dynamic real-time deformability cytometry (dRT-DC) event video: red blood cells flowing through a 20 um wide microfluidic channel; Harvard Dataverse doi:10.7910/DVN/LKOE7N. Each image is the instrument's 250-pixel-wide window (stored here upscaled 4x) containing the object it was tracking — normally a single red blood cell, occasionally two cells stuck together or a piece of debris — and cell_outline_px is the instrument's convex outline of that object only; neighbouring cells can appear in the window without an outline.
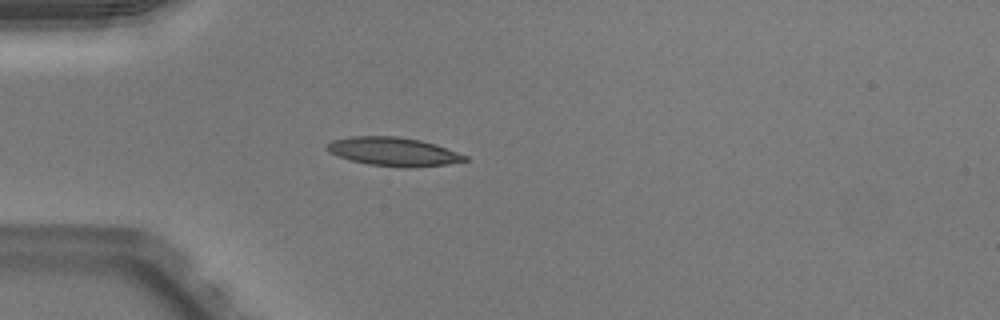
{"species": "Egyptian fruit bat (a non-hibernating species)", "species_latin": "Rousettus aegyptiacus", "temperature_condition": "warm", "stored_images_in_passage": 37, "camera_frame_rate_fps": 3000, "um_per_image_px": 0.085, "animal": {"sex": "male"}, "frame": {"image": 1, "passage_image": 1, "time_ms": 0.0, "image_size_px": [1000, 320], "cell_outline_px": [[468, 160], [448, 164], [412, 168], [400, 168], [368, 164], [352, 160], [328, 152], [324, 148], [332, 140], [352, 136], [400, 136], [420, 140], [436, 144], [468, 156]], "centroid_in_image_um": [33.46, 12.89], "position_along_channel_um": 51.5, "area_um2": 23.18}}
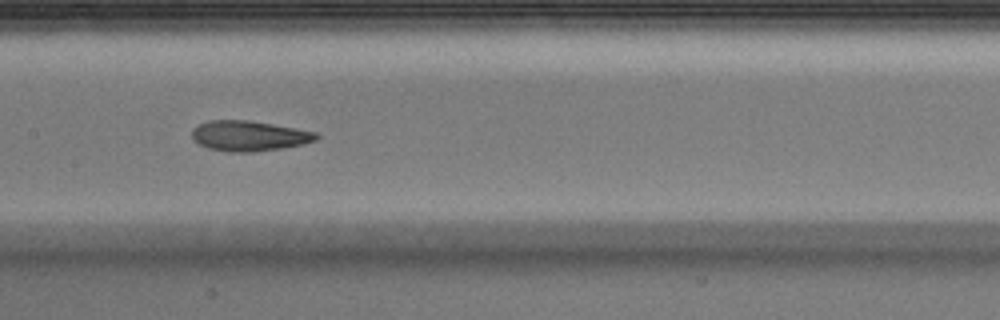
{"frame": {"image": 2, "passage_image": 12, "time_ms": 3.667, "image_size_px": [1000, 320], "cell_outline_px": [[320, 136], [316, 140], [304, 144], [280, 148], [252, 152], [228, 152], [208, 148], [192, 140], [192, 128], [208, 120], [248, 120], [296, 128], [316, 132]], "centroid_in_image_um": [21.15, 11.55], "position_along_channel_um": 186.2, "area_um2": 21.96}}
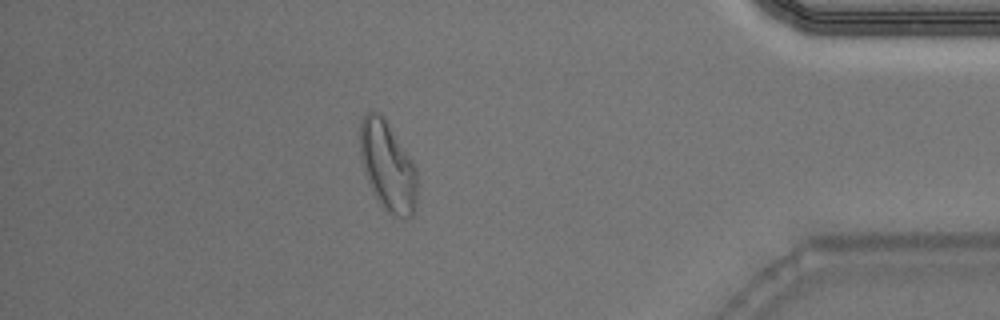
{"frame": {"image": 3, "passage_image": 31, "time_ms": 10.0, "image_size_px": [1000, 320], "cell_outline_px": [[416, 204], [412, 216], [396, 216], [388, 212], [380, 204], [368, 180], [360, 156], [360, 120], [368, 112], [376, 112], [384, 116], [416, 164]], "centroid_in_image_um": [32.97, 14.08], "position_along_channel_um": 402.2, "area_um2": 29.65}, "authors_computed_cell_mechanics": {"area_um2": 22.5998, "velocity_mm_per_s": 3.9942, "shape_relaxation_time_tau1_ms": 4.4353, "shape_relaxation_time_tau2_ms": 1.8142, "deformation_change_tau1": 0.2006, "deformation_change_tau2": 0.0983}}